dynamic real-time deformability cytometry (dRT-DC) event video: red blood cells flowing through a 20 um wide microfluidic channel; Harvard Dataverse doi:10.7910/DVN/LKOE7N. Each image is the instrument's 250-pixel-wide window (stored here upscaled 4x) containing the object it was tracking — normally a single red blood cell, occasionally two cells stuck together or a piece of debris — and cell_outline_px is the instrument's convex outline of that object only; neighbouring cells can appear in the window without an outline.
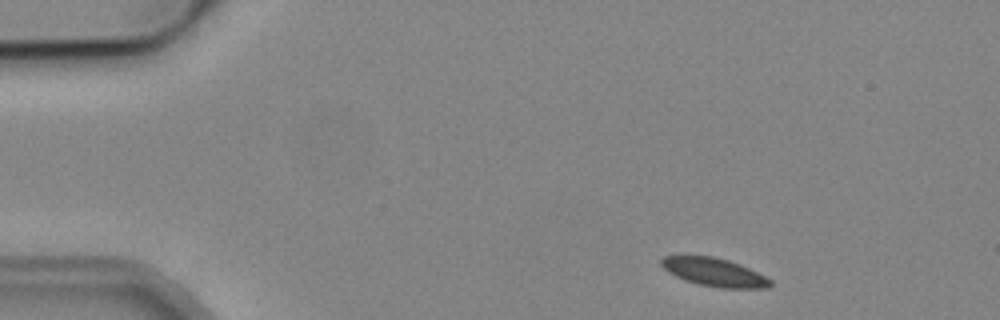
{"species": "common noctule bat (a hibernating species)", "species_latin": "Nyctalus noctula", "temperature_condition": "cold", "stored_images_in_passage": 3, "camera_frame_rate_fps": 3000, "um_per_image_px": 0.085, "animal": {"sex": "male", "body_mass_g": 19.2, "forearm_length_mm": 51.8}, "frame": {"image": 1, "passage_image": 1, "time_ms": 0.0, "image_size_px": [1000, 320], "cell_outline_px": [[772, 284], [768, 288], [720, 288], [700, 284], [684, 280], [668, 272], [660, 264], [660, 260], [664, 256], [712, 256], [728, 260], [740, 264], [772, 280]], "centroid_in_image_um": [60.71, 23.14], "position_along_channel_um": 24.3, "area_um2": 17.8}}